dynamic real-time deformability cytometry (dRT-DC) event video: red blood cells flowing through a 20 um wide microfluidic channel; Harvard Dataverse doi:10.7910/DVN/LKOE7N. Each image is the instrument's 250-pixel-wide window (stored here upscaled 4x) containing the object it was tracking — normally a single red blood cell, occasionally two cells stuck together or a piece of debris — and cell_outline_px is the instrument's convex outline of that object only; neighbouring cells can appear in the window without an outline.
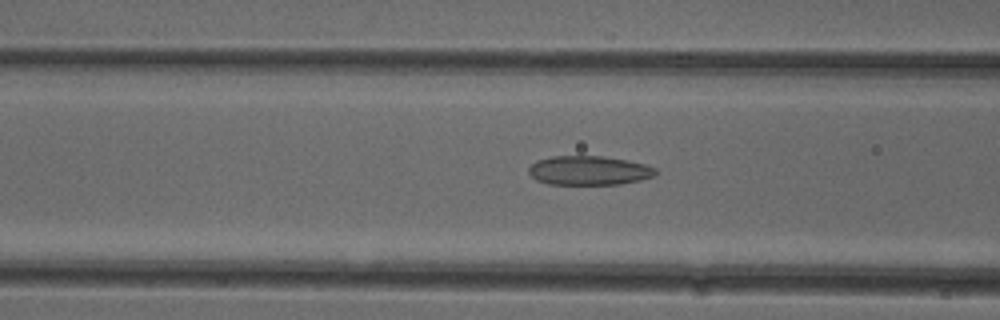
{"species": "common noctule bat (a hibernating species)", "species_latin": "Nyctalus noctula", "temperature_condition": "cold", "stored_images_in_passage": 52, "camera_frame_rate_fps": 3000, "um_per_image_px": 0.085, "animal": {"sex": "female"}, "frame": {"image": 1, "passage_image": 20, "time_ms": 6.333, "image_size_px": [1000, 320], "cell_outline_px": [[656, 176], [640, 180], [620, 184], [548, 184], [536, 180], [528, 172], [528, 168], [536, 160], [552, 156], [604, 156], [628, 160], [648, 164], [656, 168]], "centroid_in_image_um": [50.09, 14.48], "position_along_channel_um": 116.5, "area_um2": 21.79}}
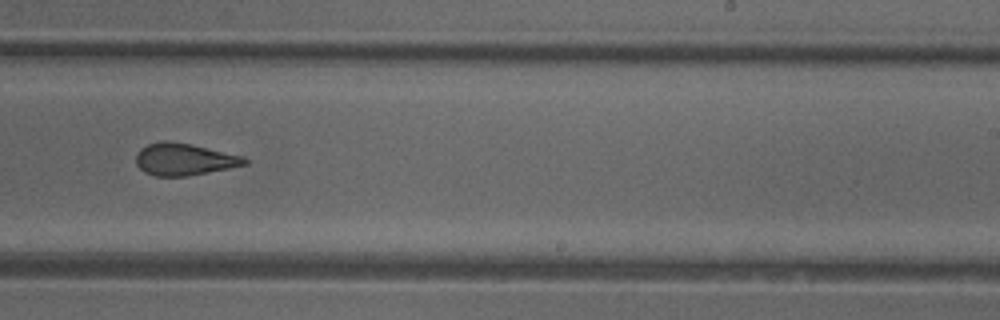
{"frame": {"image": 2, "passage_image": 32, "time_ms": 10.333, "image_size_px": [1000, 320], "cell_outline_px": [[248, 164], [188, 176], [156, 176], [144, 172], [136, 164], [136, 152], [140, 148], [148, 144], [164, 140], [168, 140], [192, 144], [244, 156], [248, 160]], "centroid_in_image_um": [15.64, 13.53], "position_along_channel_um": 273.4, "area_um2": 20.4}}
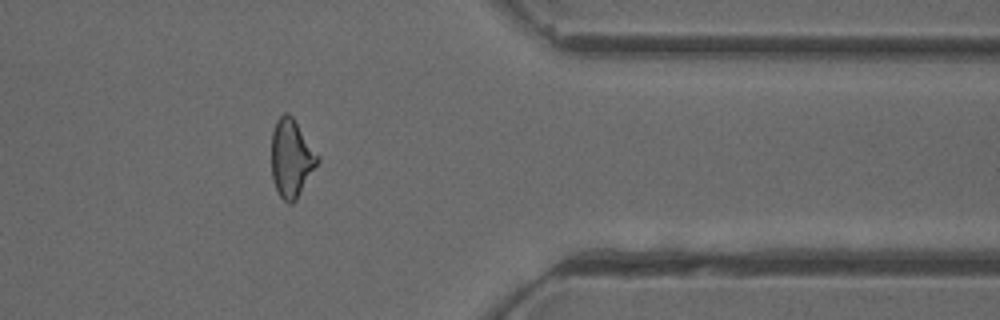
{"frame": {"image": 3, "passage_image": 42, "time_ms": 13.667, "image_size_px": [1000, 320], "cell_outline_px": [[320, 160], [296, 200], [292, 204], [288, 204], [280, 196], [272, 180], [272, 132], [276, 120], [284, 112], [288, 112], [292, 116], [320, 156]], "centroid_in_image_um": [24.77, 13.44], "position_along_channel_um": 386.6, "area_um2": 20.98}, "authors_computed_cell_mechanics": {"area_um2": 21.5594, "velocity_mm_per_s": 3.9233, "shape_relaxation_time_tau1_ms": null, "shape_relaxation_time_tau2_ms": 2.0066, "deformation_change_tau1": null, "deformation_change_tau2": 0.1038}}